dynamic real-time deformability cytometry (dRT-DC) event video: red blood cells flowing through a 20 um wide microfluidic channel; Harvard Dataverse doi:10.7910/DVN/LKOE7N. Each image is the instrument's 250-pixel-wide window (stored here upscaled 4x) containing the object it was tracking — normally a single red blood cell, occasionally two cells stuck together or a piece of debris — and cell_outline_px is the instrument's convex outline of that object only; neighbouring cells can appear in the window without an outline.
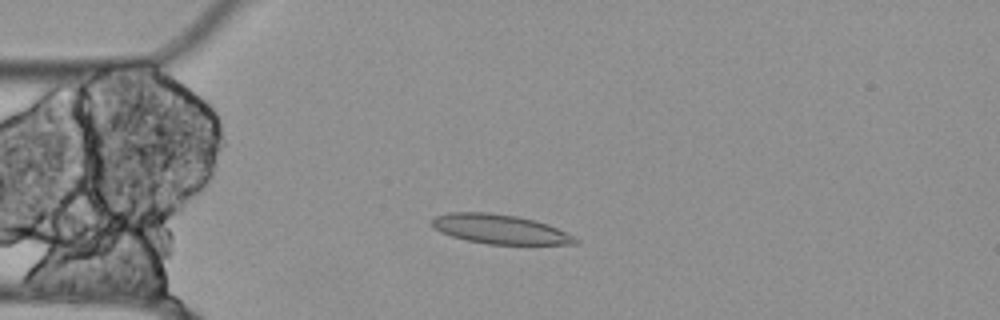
{"species": "Egyptian fruit bat (a non-hibernating species)", "species_latin": "Rousettus aegyptiacus", "temperature_condition": "cold", "stored_images_in_passage": 45, "camera_frame_rate_fps": 3000, "um_per_image_px": 0.085, "animal": {"sex": "female"}, "frame": {"image": 1, "passage_image": 13, "time_ms": 4.0, "image_size_px": [1000, 320], "cell_outline_px": [[580, 240], [576, 244], [488, 244], [468, 240], [452, 236], [440, 232], [428, 220], [432, 216], [448, 212], [488, 212], [516, 216], [548, 224]], "centroid_in_image_um": [42.42, 19.47], "position_along_channel_um": 42.6, "area_um2": 24.39}}
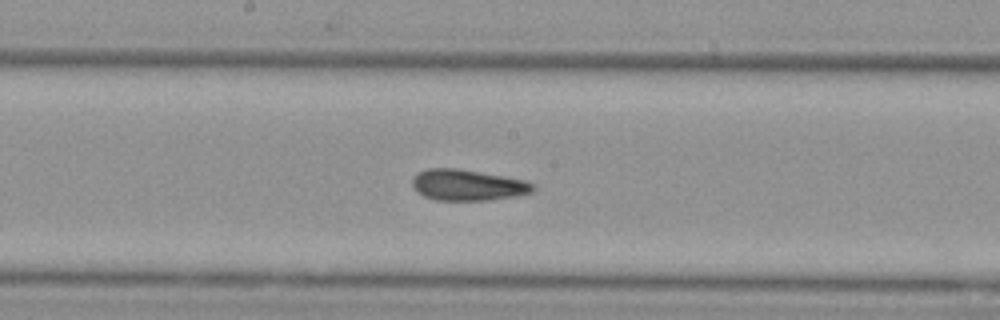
{"frame": {"image": 2, "passage_image": 28, "time_ms": 9.0, "image_size_px": [1000, 320], "cell_outline_px": [[536, 188], [532, 192], [516, 196], [488, 200], [436, 200], [424, 196], [412, 184], [412, 180], [420, 172], [428, 168], [456, 168], [528, 180]], "centroid_in_image_um": [39.81, 15.73], "position_along_channel_um": 208.4, "area_um2": 21.62}}
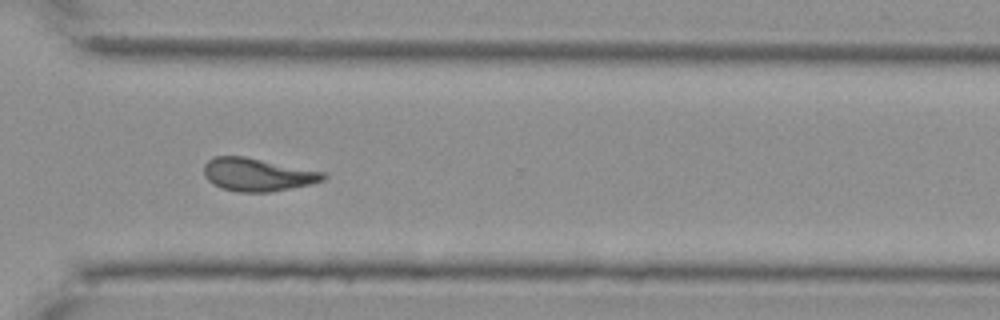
{"frame": {"image": 3, "passage_image": 40, "time_ms": 13.0, "image_size_px": [1000, 320], "cell_outline_px": [[328, 176], [324, 180], [312, 184], [272, 192], [240, 192], [220, 188], [208, 180], [204, 176], [204, 164], [208, 160], [216, 156], [244, 156], [324, 172]], "centroid_in_image_um": [21.89, 14.85], "position_along_channel_um": 348.7, "area_um2": 23.0}, "authors_computed_cell_mechanics": {"area_um2": 22.542, "velocity_mm_per_s": 3.5034, "shape_relaxation_time_tau1_ms": null, "shape_relaxation_time_tau2_ms": 8.5177, "deformation_change_tau1": null, "deformation_change_tau2": 0.0945}}